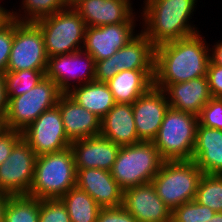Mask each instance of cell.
Masks as SVG:
<instances>
[{"label":"cell","mask_w":222,"mask_h":222,"mask_svg":"<svg viewBox=\"0 0 222 222\" xmlns=\"http://www.w3.org/2000/svg\"><path fill=\"white\" fill-rule=\"evenodd\" d=\"M191 160L203 174L222 175V130L198 123Z\"/></svg>","instance_id":"cell-22"},{"label":"cell","mask_w":222,"mask_h":222,"mask_svg":"<svg viewBox=\"0 0 222 222\" xmlns=\"http://www.w3.org/2000/svg\"><path fill=\"white\" fill-rule=\"evenodd\" d=\"M121 206L138 222H171L172 211L157 195L152 182L124 190Z\"/></svg>","instance_id":"cell-16"},{"label":"cell","mask_w":222,"mask_h":222,"mask_svg":"<svg viewBox=\"0 0 222 222\" xmlns=\"http://www.w3.org/2000/svg\"><path fill=\"white\" fill-rule=\"evenodd\" d=\"M8 108V97L6 94V86L4 74L0 73V119H4Z\"/></svg>","instance_id":"cell-38"},{"label":"cell","mask_w":222,"mask_h":222,"mask_svg":"<svg viewBox=\"0 0 222 222\" xmlns=\"http://www.w3.org/2000/svg\"><path fill=\"white\" fill-rule=\"evenodd\" d=\"M197 2L198 0H144L140 12L143 29L140 31L154 47L201 32L190 20Z\"/></svg>","instance_id":"cell-2"},{"label":"cell","mask_w":222,"mask_h":222,"mask_svg":"<svg viewBox=\"0 0 222 222\" xmlns=\"http://www.w3.org/2000/svg\"><path fill=\"white\" fill-rule=\"evenodd\" d=\"M134 121L140 141H153L170 105L163 90L152 86L132 103Z\"/></svg>","instance_id":"cell-15"},{"label":"cell","mask_w":222,"mask_h":222,"mask_svg":"<svg viewBox=\"0 0 222 222\" xmlns=\"http://www.w3.org/2000/svg\"><path fill=\"white\" fill-rule=\"evenodd\" d=\"M206 77L212 98L222 96V66L210 61Z\"/></svg>","instance_id":"cell-37"},{"label":"cell","mask_w":222,"mask_h":222,"mask_svg":"<svg viewBox=\"0 0 222 222\" xmlns=\"http://www.w3.org/2000/svg\"><path fill=\"white\" fill-rule=\"evenodd\" d=\"M77 104L102 119L115 105V101L106 82L91 81L72 88L68 93Z\"/></svg>","instance_id":"cell-25"},{"label":"cell","mask_w":222,"mask_h":222,"mask_svg":"<svg viewBox=\"0 0 222 222\" xmlns=\"http://www.w3.org/2000/svg\"><path fill=\"white\" fill-rule=\"evenodd\" d=\"M63 93L46 76L32 89L17 97H8L3 127L22 132L44 111L57 105Z\"/></svg>","instance_id":"cell-8"},{"label":"cell","mask_w":222,"mask_h":222,"mask_svg":"<svg viewBox=\"0 0 222 222\" xmlns=\"http://www.w3.org/2000/svg\"><path fill=\"white\" fill-rule=\"evenodd\" d=\"M100 135L120 146L140 142L135 126L132 104L115 103L101 119Z\"/></svg>","instance_id":"cell-23"},{"label":"cell","mask_w":222,"mask_h":222,"mask_svg":"<svg viewBox=\"0 0 222 222\" xmlns=\"http://www.w3.org/2000/svg\"><path fill=\"white\" fill-rule=\"evenodd\" d=\"M210 57L214 64L222 66V40H218L210 47Z\"/></svg>","instance_id":"cell-39"},{"label":"cell","mask_w":222,"mask_h":222,"mask_svg":"<svg viewBox=\"0 0 222 222\" xmlns=\"http://www.w3.org/2000/svg\"><path fill=\"white\" fill-rule=\"evenodd\" d=\"M170 108L196 116L212 98L206 76L168 85L164 90Z\"/></svg>","instance_id":"cell-21"},{"label":"cell","mask_w":222,"mask_h":222,"mask_svg":"<svg viewBox=\"0 0 222 222\" xmlns=\"http://www.w3.org/2000/svg\"><path fill=\"white\" fill-rule=\"evenodd\" d=\"M47 65L41 29L34 22L14 20V38L6 71L47 70Z\"/></svg>","instance_id":"cell-10"},{"label":"cell","mask_w":222,"mask_h":222,"mask_svg":"<svg viewBox=\"0 0 222 222\" xmlns=\"http://www.w3.org/2000/svg\"><path fill=\"white\" fill-rule=\"evenodd\" d=\"M120 145L97 135L73 141L70 145L76 169L99 168L111 171Z\"/></svg>","instance_id":"cell-18"},{"label":"cell","mask_w":222,"mask_h":222,"mask_svg":"<svg viewBox=\"0 0 222 222\" xmlns=\"http://www.w3.org/2000/svg\"><path fill=\"white\" fill-rule=\"evenodd\" d=\"M96 222H138L122 206L101 208Z\"/></svg>","instance_id":"cell-36"},{"label":"cell","mask_w":222,"mask_h":222,"mask_svg":"<svg viewBox=\"0 0 222 222\" xmlns=\"http://www.w3.org/2000/svg\"><path fill=\"white\" fill-rule=\"evenodd\" d=\"M10 196L0 192V222H4L5 208Z\"/></svg>","instance_id":"cell-40"},{"label":"cell","mask_w":222,"mask_h":222,"mask_svg":"<svg viewBox=\"0 0 222 222\" xmlns=\"http://www.w3.org/2000/svg\"><path fill=\"white\" fill-rule=\"evenodd\" d=\"M131 0H80L73 8L87 27H98L122 22H138ZM136 14V15H135Z\"/></svg>","instance_id":"cell-17"},{"label":"cell","mask_w":222,"mask_h":222,"mask_svg":"<svg viewBox=\"0 0 222 222\" xmlns=\"http://www.w3.org/2000/svg\"><path fill=\"white\" fill-rule=\"evenodd\" d=\"M80 0H61L65 7L73 8Z\"/></svg>","instance_id":"cell-43"},{"label":"cell","mask_w":222,"mask_h":222,"mask_svg":"<svg viewBox=\"0 0 222 222\" xmlns=\"http://www.w3.org/2000/svg\"><path fill=\"white\" fill-rule=\"evenodd\" d=\"M57 106L65 133L71 142L100 135L101 119L77 104L66 93L59 97Z\"/></svg>","instance_id":"cell-20"},{"label":"cell","mask_w":222,"mask_h":222,"mask_svg":"<svg viewBox=\"0 0 222 222\" xmlns=\"http://www.w3.org/2000/svg\"><path fill=\"white\" fill-rule=\"evenodd\" d=\"M218 99L222 102V96L218 97Z\"/></svg>","instance_id":"cell-45"},{"label":"cell","mask_w":222,"mask_h":222,"mask_svg":"<svg viewBox=\"0 0 222 222\" xmlns=\"http://www.w3.org/2000/svg\"><path fill=\"white\" fill-rule=\"evenodd\" d=\"M9 18V10L0 5V25Z\"/></svg>","instance_id":"cell-41"},{"label":"cell","mask_w":222,"mask_h":222,"mask_svg":"<svg viewBox=\"0 0 222 222\" xmlns=\"http://www.w3.org/2000/svg\"><path fill=\"white\" fill-rule=\"evenodd\" d=\"M46 76V70H21L4 73L7 97H17L35 87Z\"/></svg>","instance_id":"cell-30"},{"label":"cell","mask_w":222,"mask_h":222,"mask_svg":"<svg viewBox=\"0 0 222 222\" xmlns=\"http://www.w3.org/2000/svg\"><path fill=\"white\" fill-rule=\"evenodd\" d=\"M34 23L42 31L48 57L83 49L87 26L74 8L66 7Z\"/></svg>","instance_id":"cell-7"},{"label":"cell","mask_w":222,"mask_h":222,"mask_svg":"<svg viewBox=\"0 0 222 222\" xmlns=\"http://www.w3.org/2000/svg\"><path fill=\"white\" fill-rule=\"evenodd\" d=\"M200 32L155 47L153 86L168 85L207 76L211 61L210 43Z\"/></svg>","instance_id":"cell-1"},{"label":"cell","mask_w":222,"mask_h":222,"mask_svg":"<svg viewBox=\"0 0 222 222\" xmlns=\"http://www.w3.org/2000/svg\"><path fill=\"white\" fill-rule=\"evenodd\" d=\"M60 200L65 205L71 222H96L101 207L85 191L71 188Z\"/></svg>","instance_id":"cell-26"},{"label":"cell","mask_w":222,"mask_h":222,"mask_svg":"<svg viewBox=\"0 0 222 222\" xmlns=\"http://www.w3.org/2000/svg\"><path fill=\"white\" fill-rule=\"evenodd\" d=\"M198 123V116L169 107L153 140L164 161L192 159Z\"/></svg>","instance_id":"cell-5"},{"label":"cell","mask_w":222,"mask_h":222,"mask_svg":"<svg viewBox=\"0 0 222 222\" xmlns=\"http://www.w3.org/2000/svg\"><path fill=\"white\" fill-rule=\"evenodd\" d=\"M206 222H222V212H215L212 218Z\"/></svg>","instance_id":"cell-42"},{"label":"cell","mask_w":222,"mask_h":222,"mask_svg":"<svg viewBox=\"0 0 222 222\" xmlns=\"http://www.w3.org/2000/svg\"><path fill=\"white\" fill-rule=\"evenodd\" d=\"M22 138V133L17 130L0 129V165L9 157L15 144Z\"/></svg>","instance_id":"cell-35"},{"label":"cell","mask_w":222,"mask_h":222,"mask_svg":"<svg viewBox=\"0 0 222 222\" xmlns=\"http://www.w3.org/2000/svg\"><path fill=\"white\" fill-rule=\"evenodd\" d=\"M202 175L193 160L164 161L151 182L157 195L172 211L183 203L195 200Z\"/></svg>","instance_id":"cell-6"},{"label":"cell","mask_w":222,"mask_h":222,"mask_svg":"<svg viewBox=\"0 0 222 222\" xmlns=\"http://www.w3.org/2000/svg\"><path fill=\"white\" fill-rule=\"evenodd\" d=\"M195 201L215 212H222V175L203 174Z\"/></svg>","instance_id":"cell-29"},{"label":"cell","mask_w":222,"mask_h":222,"mask_svg":"<svg viewBox=\"0 0 222 222\" xmlns=\"http://www.w3.org/2000/svg\"><path fill=\"white\" fill-rule=\"evenodd\" d=\"M163 162L153 141L124 145L117 153L111 175L124 191L137 185L150 183Z\"/></svg>","instance_id":"cell-4"},{"label":"cell","mask_w":222,"mask_h":222,"mask_svg":"<svg viewBox=\"0 0 222 222\" xmlns=\"http://www.w3.org/2000/svg\"><path fill=\"white\" fill-rule=\"evenodd\" d=\"M21 5L19 12L9 9L11 19L19 22H36L66 8L61 0H22Z\"/></svg>","instance_id":"cell-27"},{"label":"cell","mask_w":222,"mask_h":222,"mask_svg":"<svg viewBox=\"0 0 222 222\" xmlns=\"http://www.w3.org/2000/svg\"><path fill=\"white\" fill-rule=\"evenodd\" d=\"M76 186V168L70 147L37 156L34 180L28 196L41 199H60Z\"/></svg>","instance_id":"cell-3"},{"label":"cell","mask_w":222,"mask_h":222,"mask_svg":"<svg viewBox=\"0 0 222 222\" xmlns=\"http://www.w3.org/2000/svg\"><path fill=\"white\" fill-rule=\"evenodd\" d=\"M21 133L37 156L65 150L72 143L65 133L57 105L40 114Z\"/></svg>","instance_id":"cell-12"},{"label":"cell","mask_w":222,"mask_h":222,"mask_svg":"<svg viewBox=\"0 0 222 222\" xmlns=\"http://www.w3.org/2000/svg\"><path fill=\"white\" fill-rule=\"evenodd\" d=\"M39 222H71L60 199H41Z\"/></svg>","instance_id":"cell-32"},{"label":"cell","mask_w":222,"mask_h":222,"mask_svg":"<svg viewBox=\"0 0 222 222\" xmlns=\"http://www.w3.org/2000/svg\"><path fill=\"white\" fill-rule=\"evenodd\" d=\"M151 41L140 31L111 57L95 62L94 80L108 82L123 70H154Z\"/></svg>","instance_id":"cell-9"},{"label":"cell","mask_w":222,"mask_h":222,"mask_svg":"<svg viewBox=\"0 0 222 222\" xmlns=\"http://www.w3.org/2000/svg\"><path fill=\"white\" fill-rule=\"evenodd\" d=\"M200 125L222 130V102L211 98L202 108L198 116Z\"/></svg>","instance_id":"cell-34"},{"label":"cell","mask_w":222,"mask_h":222,"mask_svg":"<svg viewBox=\"0 0 222 222\" xmlns=\"http://www.w3.org/2000/svg\"><path fill=\"white\" fill-rule=\"evenodd\" d=\"M215 211L200 205L195 200L183 203L172 210L171 222H206L211 219Z\"/></svg>","instance_id":"cell-31"},{"label":"cell","mask_w":222,"mask_h":222,"mask_svg":"<svg viewBox=\"0 0 222 222\" xmlns=\"http://www.w3.org/2000/svg\"><path fill=\"white\" fill-rule=\"evenodd\" d=\"M136 26V22H122L87 27L83 50L90 54L95 62L107 59L138 34L135 32Z\"/></svg>","instance_id":"cell-14"},{"label":"cell","mask_w":222,"mask_h":222,"mask_svg":"<svg viewBox=\"0 0 222 222\" xmlns=\"http://www.w3.org/2000/svg\"><path fill=\"white\" fill-rule=\"evenodd\" d=\"M154 70H123L106 82L115 103L132 104L153 86Z\"/></svg>","instance_id":"cell-24"},{"label":"cell","mask_w":222,"mask_h":222,"mask_svg":"<svg viewBox=\"0 0 222 222\" xmlns=\"http://www.w3.org/2000/svg\"><path fill=\"white\" fill-rule=\"evenodd\" d=\"M3 127L2 119H0V129Z\"/></svg>","instance_id":"cell-44"},{"label":"cell","mask_w":222,"mask_h":222,"mask_svg":"<svg viewBox=\"0 0 222 222\" xmlns=\"http://www.w3.org/2000/svg\"><path fill=\"white\" fill-rule=\"evenodd\" d=\"M76 187L87 192L101 208L122 205L123 190L112 177L111 171L76 169Z\"/></svg>","instance_id":"cell-19"},{"label":"cell","mask_w":222,"mask_h":222,"mask_svg":"<svg viewBox=\"0 0 222 222\" xmlns=\"http://www.w3.org/2000/svg\"><path fill=\"white\" fill-rule=\"evenodd\" d=\"M40 200L30 196H10L4 222H39Z\"/></svg>","instance_id":"cell-28"},{"label":"cell","mask_w":222,"mask_h":222,"mask_svg":"<svg viewBox=\"0 0 222 222\" xmlns=\"http://www.w3.org/2000/svg\"><path fill=\"white\" fill-rule=\"evenodd\" d=\"M14 38V19L10 17L0 25V73H5Z\"/></svg>","instance_id":"cell-33"},{"label":"cell","mask_w":222,"mask_h":222,"mask_svg":"<svg viewBox=\"0 0 222 222\" xmlns=\"http://www.w3.org/2000/svg\"><path fill=\"white\" fill-rule=\"evenodd\" d=\"M37 155L21 138L0 165V192L9 196H28L34 180Z\"/></svg>","instance_id":"cell-11"},{"label":"cell","mask_w":222,"mask_h":222,"mask_svg":"<svg viewBox=\"0 0 222 222\" xmlns=\"http://www.w3.org/2000/svg\"><path fill=\"white\" fill-rule=\"evenodd\" d=\"M94 74L95 60L83 49L48 57L46 77L56 83L62 93H68L76 86L94 81Z\"/></svg>","instance_id":"cell-13"}]
</instances>
